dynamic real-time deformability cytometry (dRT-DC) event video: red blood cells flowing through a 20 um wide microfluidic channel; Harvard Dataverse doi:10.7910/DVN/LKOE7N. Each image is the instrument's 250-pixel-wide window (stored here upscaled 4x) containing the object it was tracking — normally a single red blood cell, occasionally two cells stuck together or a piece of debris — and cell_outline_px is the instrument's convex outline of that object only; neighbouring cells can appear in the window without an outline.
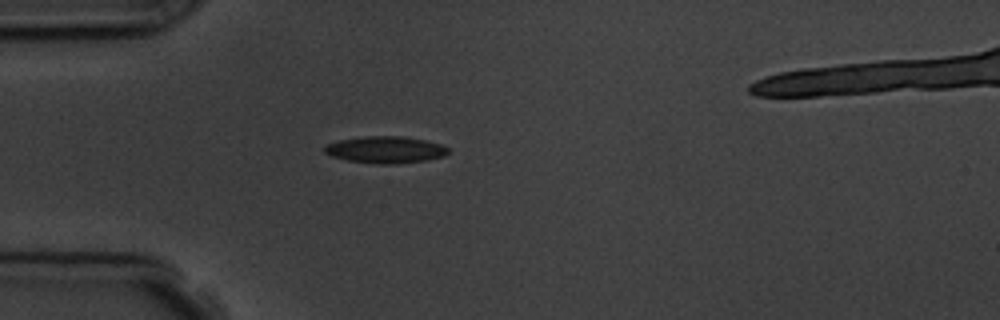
{"species": "common noctule bat (a hibernating species)", "species_latin": "Nyctalus noctula", "temperature_condition": "room temperature", "stored_images_in_passage": 1, "camera_frame_rate_fps": 3000, "um_per_image_px": 0.085, "animal": {"sex": "male", "body_mass_g": 19.5, "forearm_length_mm": 54.6}, "frame": {"image": 1, "passage_image": 1, "time_ms": 0.0, "image_size_px": [1000, 320], "cell_outline_px": [[448, 152], [444, 156], [428, 160], [396, 164], [380, 164], [348, 160], [332, 156], [324, 152], [324, 144], [340, 140], [364, 136], [404, 136], [424, 140], [440, 144], [448, 148]], "centroid_in_image_um": [32.76, 12.72], "position_along_channel_um": 52.2, "area_um2": 19.31}}